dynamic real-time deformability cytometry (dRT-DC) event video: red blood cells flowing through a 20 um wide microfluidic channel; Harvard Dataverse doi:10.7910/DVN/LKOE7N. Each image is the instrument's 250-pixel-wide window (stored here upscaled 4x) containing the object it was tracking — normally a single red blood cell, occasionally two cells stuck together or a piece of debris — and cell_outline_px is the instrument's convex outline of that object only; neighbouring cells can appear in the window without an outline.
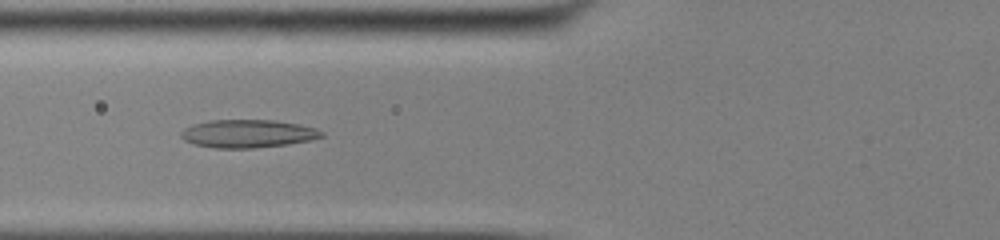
{"species": "common noctule bat (a hibernating species)", "species_latin": "Nyctalus noctula", "temperature_condition": "cold", "stored_images_in_passage": 48, "camera_frame_rate_fps": 3000, "um_per_image_px": 0.085, "animal": {"sex": "male", "body_mass_g": 13.0, "forearm_length_mm": 53.1}, "frame": {"image": 1, "passage_image": 16, "time_ms": 5.0, "image_size_px": [1000, 240], "cell_outline_px": [[324, 136], [312, 140], [288, 144], [252, 148], [216, 148], [192, 144], [184, 140], [180, 136], [180, 132], [184, 128], [192, 124], [208, 120], [272, 120], [296, 124], [316, 128], [324, 132]], "centroid_in_image_um": [21.03, 11.36], "position_along_channel_um": 104.8, "area_um2": 23.06}}
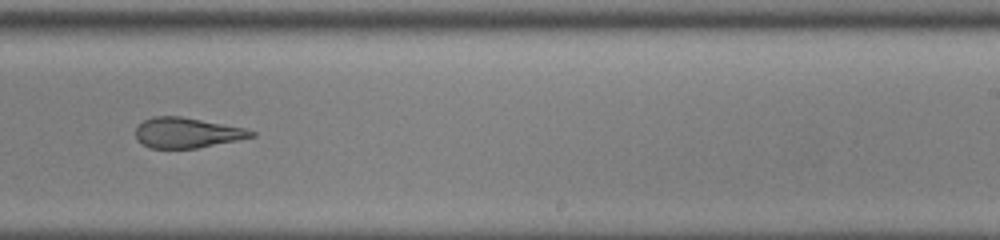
{"frame": {"image": 2, "passage_image": 29, "time_ms": 9.333, "image_size_px": [1000, 240], "cell_outline_px": [[256, 136], [240, 140], [196, 148], [152, 148], [136, 140], [136, 128], [144, 120], [152, 116], [180, 116], [244, 128], [256, 132]], "centroid_in_image_um": [15.9, 11.28], "position_along_channel_um": 273.1, "area_um2": 20.29}}
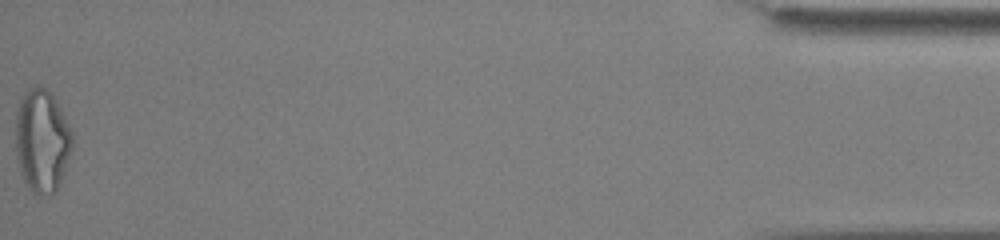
{"frame": {"image": 3, "passage_image": 48, "time_ms": 15.667, "image_size_px": [1000, 240], "cell_outline_px": [[72, 148], [60, 184], [56, 192], [48, 196], [36, 196], [24, 184], [20, 172], [16, 156], [16, 112], [20, 100], [24, 92], [28, 88], [36, 84], [40, 84], [52, 96], [60, 108], [72, 132]], "centroid_in_image_um": [3.55, 12.01], "position_along_channel_um": 431.7, "area_um2": 34.45}, "authors_computed_cell_mechanics": {"area_um2": 23.2645, "velocity_mm_per_s": 3.8823, "shape_relaxation_time_tau1_ms": null, "shape_relaxation_time_tau2_ms": 2.7019, "deformation_change_tau1": null, "deformation_change_tau2": 0.1136}}